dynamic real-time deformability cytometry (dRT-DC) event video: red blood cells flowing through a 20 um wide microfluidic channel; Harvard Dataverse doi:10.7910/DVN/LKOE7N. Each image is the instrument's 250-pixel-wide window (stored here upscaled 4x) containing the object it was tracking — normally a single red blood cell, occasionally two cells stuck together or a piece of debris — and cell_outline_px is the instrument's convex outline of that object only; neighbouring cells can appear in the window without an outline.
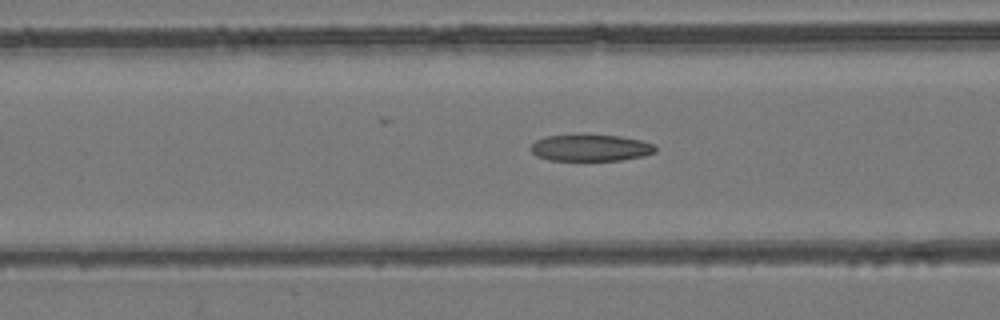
{"species": "common noctule bat (a hibernating species)", "species_latin": "Nyctalus noctula", "temperature_condition": "room temperature", "stored_images_in_passage": 54, "camera_frame_rate_fps": 3000, "um_per_image_px": 0.085, "animal": {"sex": "female", "body_mass_g": 24.6, "forearm_length_mm": 56.2}, "frame": {"image": 1, "passage_image": 22, "time_ms": 7.0, "image_size_px": [1000, 320], "cell_outline_px": [[656, 152], [644, 156], [620, 160], [548, 160], [536, 156], [528, 148], [536, 140], [548, 136], [620, 136], [640, 140], [652, 144], [656, 148]], "centroid_in_image_um": [50.19, 12.59], "position_along_channel_um": 116.4, "area_um2": 18.96}}
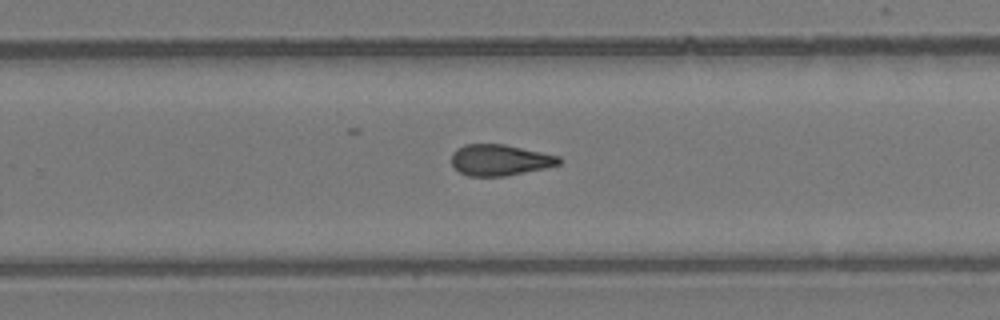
{"frame": {"image": 2, "passage_image": 35, "time_ms": 11.333, "image_size_px": [1000, 320], "cell_outline_px": [[564, 160], [560, 164], [544, 168], [504, 176], [468, 176], [460, 172], [452, 164], [452, 152], [456, 148], [464, 144], [504, 144], [560, 156]], "centroid_in_image_um": [42.49, 13.59], "position_along_channel_um": 287.3, "area_um2": 19.48}}
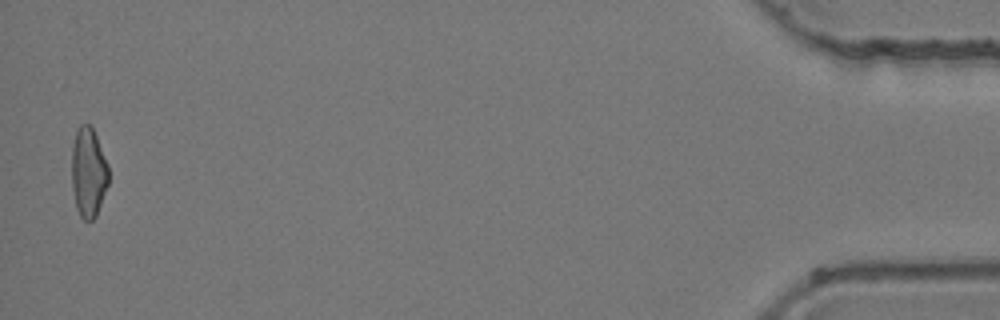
{"frame": {"image": 3, "passage_image": 53, "time_ms": 17.333, "image_size_px": [1000, 320], "cell_outline_px": [[108, 184], [96, 216], [92, 220], [84, 220], [80, 216], [76, 208], [72, 188], [72, 144], [76, 128], [80, 124], [88, 124], [92, 128], [96, 136], [108, 164]], "centroid_in_image_um": [7.5, 14.64], "position_along_channel_um": 427.7, "area_um2": 19.31}, "authors_computed_cell_mechanics": {"area_um2": 20.0855, "velocity_mm_per_s": 3.9424, "shape_relaxation_time_tau1_ms": null, "shape_relaxation_time_tau2_ms": 4.1305, "deformation_change_tau1": null, "deformation_change_tau2": 0.1312}}